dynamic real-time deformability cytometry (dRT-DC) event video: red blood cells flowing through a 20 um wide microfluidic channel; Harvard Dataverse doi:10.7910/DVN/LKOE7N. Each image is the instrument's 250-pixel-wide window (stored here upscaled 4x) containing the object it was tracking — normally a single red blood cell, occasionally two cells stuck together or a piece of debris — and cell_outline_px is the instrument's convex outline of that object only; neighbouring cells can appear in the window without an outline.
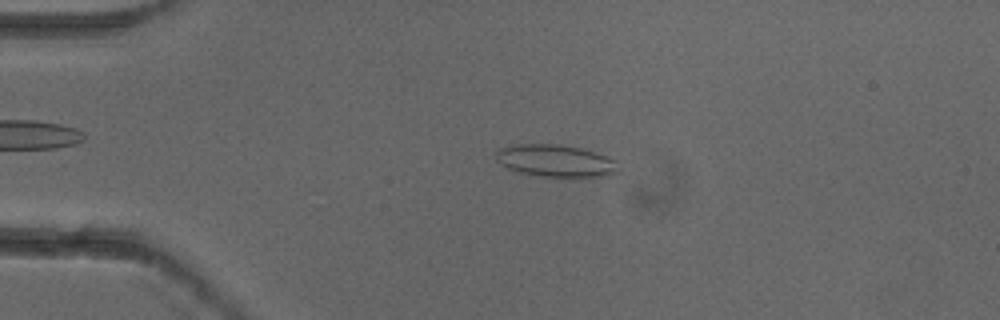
{"species": "common noctule bat (a hibernating species)", "species_latin": "Nyctalus noctula", "temperature_condition": "cold", "stored_images_in_passage": 4, "camera_frame_rate_fps": 3000, "um_per_image_px": 0.085, "animal": {"sex": "female"}, "frame": {"image": 1, "passage_image": 3, "time_ms": 0.667, "image_size_px": [1000, 320], "cell_outline_px": [[620, 172], [604, 176], [580, 180], [540, 176], [520, 172], [508, 168], [500, 164], [496, 160], [496, 152], [500, 148], [516, 144], [556, 144], [580, 148], [604, 156], [612, 160]], "centroid_in_image_um": [47.22, 13.72], "position_along_channel_um": 37.8, "area_um2": 23.35}}